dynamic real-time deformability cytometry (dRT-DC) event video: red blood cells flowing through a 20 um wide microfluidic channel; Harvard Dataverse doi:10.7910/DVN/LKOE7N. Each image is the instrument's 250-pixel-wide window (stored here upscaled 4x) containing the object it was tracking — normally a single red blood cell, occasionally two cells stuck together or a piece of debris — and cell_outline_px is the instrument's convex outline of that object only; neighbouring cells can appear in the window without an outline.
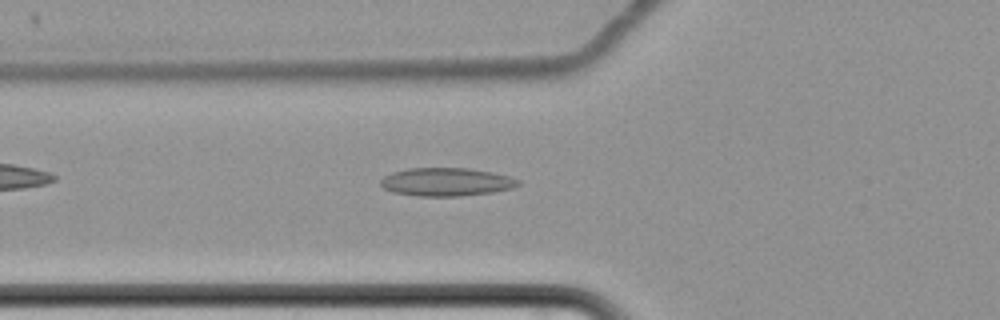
{"species": "common noctule bat (a hibernating species)", "species_latin": "Nyctalus noctula", "temperature_condition": "cold", "stored_images_in_passage": 47, "camera_frame_rate_fps": 3000, "um_per_image_px": 0.085, "animal": {"sex": "female", "body_mass_g": 22.7, "forearm_length_mm": 54.2}, "frame": {"image": 1, "passage_image": 9, "time_ms": 2.667, "image_size_px": [1000, 320], "cell_outline_px": [[520, 184], [512, 188], [492, 192], [460, 196], [416, 196], [392, 192], [384, 188], [380, 184], [380, 180], [384, 176], [392, 172], [408, 168], [468, 168], [492, 172], [508, 176], [520, 180]], "centroid_in_image_um": [37.91, 15.46], "position_along_channel_um": 87.9, "area_um2": 22.66}}
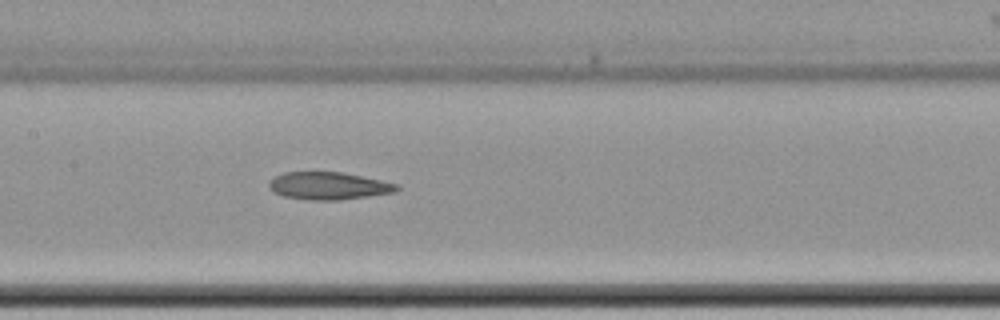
{"frame": {"image": 2, "passage_image": 17, "time_ms": 5.333, "image_size_px": [1000, 320], "cell_outline_px": [[400, 188], [396, 192], [340, 200], [308, 200], [284, 196], [276, 192], [268, 184], [276, 176], [284, 172], [340, 172], [400, 184]], "centroid_in_image_um": [27.99, 15.8], "position_along_channel_um": 179.4, "area_um2": 20.23}}
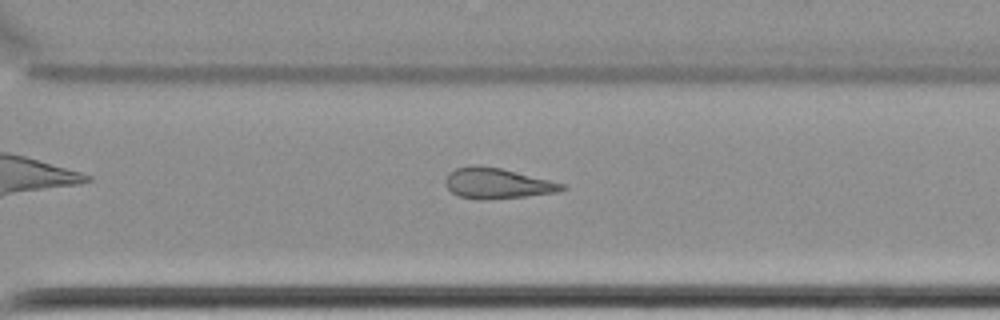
{"frame": {"image": 3, "passage_image": 30, "time_ms": 9.667, "image_size_px": [1000, 320], "cell_outline_px": [[568, 188], [560, 192], [488, 200], [476, 200], [460, 196], [452, 192], [444, 184], [444, 180], [448, 172], [456, 168], [468, 164], [476, 164], [500, 168], [564, 184]], "centroid_in_image_um": [42.21, 15.58], "position_along_channel_um": 328.4, "area_um2": 20.92}}